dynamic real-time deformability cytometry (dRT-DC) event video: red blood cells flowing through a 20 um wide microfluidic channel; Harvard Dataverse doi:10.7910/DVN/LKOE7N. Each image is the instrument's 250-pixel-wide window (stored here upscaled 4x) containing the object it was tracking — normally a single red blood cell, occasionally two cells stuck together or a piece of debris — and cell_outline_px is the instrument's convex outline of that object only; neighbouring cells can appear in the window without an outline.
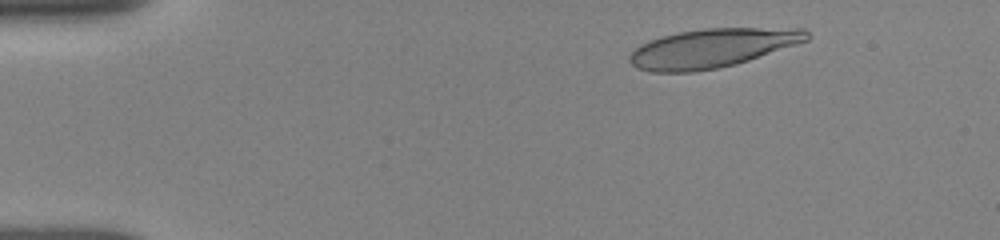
{"species": "human", "species_latin": "Homo sapiens", "temperature_condition": "room temperature", "stored_images_in_passage": 53, "camera_frame_rate_fps": 3000, "um_per_image_px": 0.085, "donor": {"sex": "female"}, "frame": {"image": 1, "passage_image": 6, "time_ms": 1.667, "image_size_px": [1000, 240], "cell_outline_px": [[812, 36], [808, 40], [736, 64], [716, 68], [692, 72], [652, 72], [636, 68], [628, 60], [628, 56], [640, 44], [664, 36], [680, 32], [704, 28], [804, 28]], "centroid_in_image_um": [60.53, 4.09], "position_along_channel_um": 24.5, "area_um2": 39.94}}
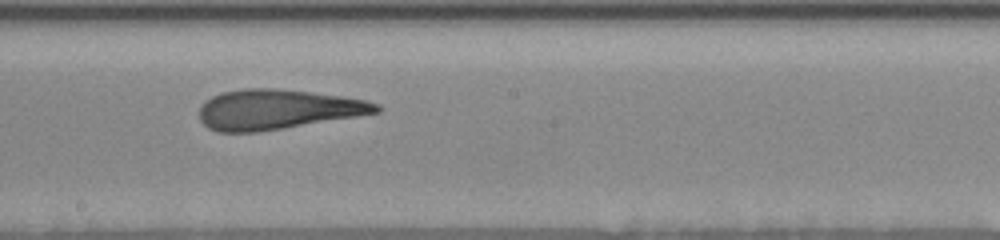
{"frame": {"image": 2, "passage_image": 27, "time_ms": 9.0, "image_size_px": [1000, 240], "cell_outline_px": [[384, 108], [380, 112], [260, 132], [220, 132], [208, 128], [200, 120], [200, 104], [204, 100], [212, 96], [224, 92], [244, 88], [272, 88], [344, 96], [364, 100], [380, 104]], "centroid_in_image_um": [23.57, 9.3], "position_along_channel_um": 224.6, "area_um2": 41.1}}
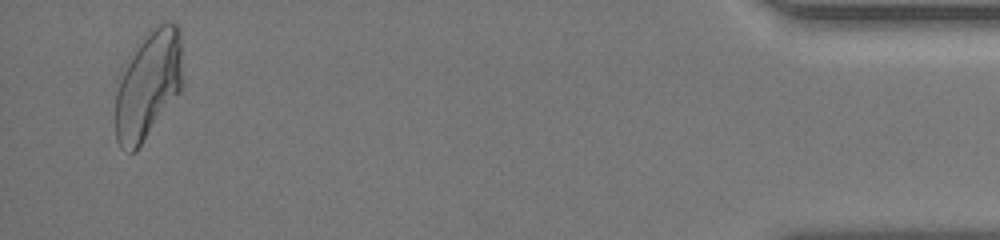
{"frame": {"image": 3, "passage_image": 50, "time_ms": 16.0, "image_size_px": [1000, 240], "cell_outline_px": [[184, 88], [136, 152], [128, 152], [120, 148], [116, 140], [116, 92], [120, 80], [132, 56], [148, 32], [152, 28], [164, 20], [168, 20], [180, 24], [184, 76]], "centroid_in_image_um": [12.69, 7.22], "position_along_channel_um": 422.5, "area_um2": 42.89}, "authors_computed_cell_mechanics": {"area_um2": 40.8646, "velocity_mm_per_s": 3.8553, "shape_relaxation_time_tau1_ms": 6.5665, "shape_relaxation_time_tau2_ms": 1.6855, "deformation_change_tau1": 0.2585, "deformation_change_tau2": 0.1255}}